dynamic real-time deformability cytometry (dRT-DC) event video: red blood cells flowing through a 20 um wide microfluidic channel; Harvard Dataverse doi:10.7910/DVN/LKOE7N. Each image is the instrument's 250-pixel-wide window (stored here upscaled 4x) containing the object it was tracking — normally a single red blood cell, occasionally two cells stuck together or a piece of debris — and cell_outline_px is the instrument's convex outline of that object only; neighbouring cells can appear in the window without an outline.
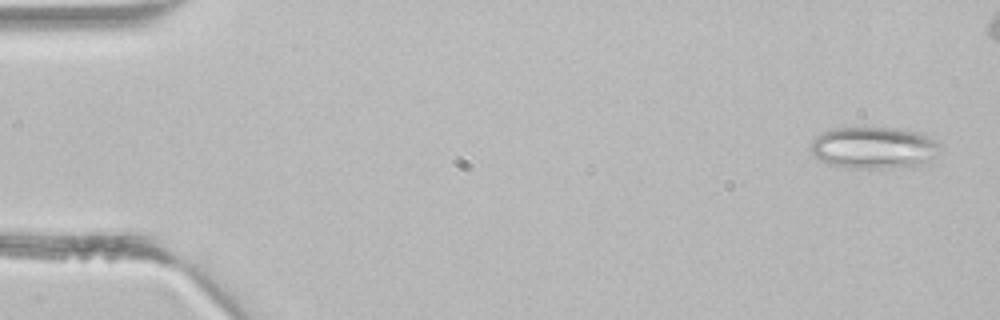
{"species": "common noctule bat (a hibernating species)", "species_latin": "Nyctalus noctula", "temperature_condition": "room temperature", "stored_images_in_passage": 3, "camera_frame_rate_fps": 3000, "um_per_image_px": 0.085, "animal": {"sex": "male", "body_mass_g": 21.5, "forearm_length_mm": 52.0}, "frame": {"image": 1, "passage_image": 3, "time_ms": 0.667, "image_size_px": [1000, 320], "cell_outline_px": [[936, 144], [928, 160], [912, 168], [852, 168], [828, 164], [812, 156], [812, 140], [820, 132], [832, 128], [864, 124], [896, 128], [916, 132], [928, 136]], "centroid_in_image_um": [74.13, 12.51], "position_along_channel_um": 10.9, "area_um2": 31.96}}